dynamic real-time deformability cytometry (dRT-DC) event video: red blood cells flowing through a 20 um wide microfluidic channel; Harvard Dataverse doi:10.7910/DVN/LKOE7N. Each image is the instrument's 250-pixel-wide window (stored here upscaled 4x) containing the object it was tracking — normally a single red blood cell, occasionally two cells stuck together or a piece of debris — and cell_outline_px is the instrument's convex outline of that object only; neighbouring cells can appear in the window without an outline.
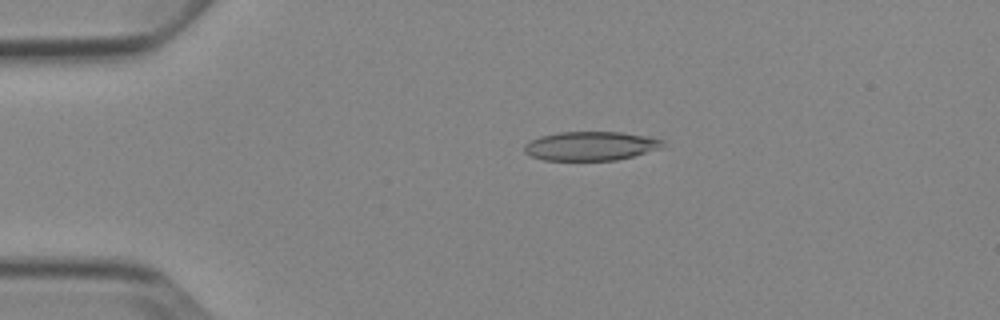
{"species": "Egyptian fruit bat (a non-hibernating species)", "species_latin": "Rousettus aegyptiacus", "temperature_condition": "cold", "stored_images_in_passage": 4, "camera_frame_rate_fps": 3000, "um_per_image_px": 0.085, "animal": {"sex": "female"}, "frame": {"image": 1, "passage_image": 3, "time_ms": 2.333, "image_size_px": [1000, 320], "cell_outline_px": [[664, 144], [660, 148], [632, 156], [616, 160], [544, 160], [532, 156], [524, 152], [524, 144], [540, 136], [560, 132], [620, 132], [652, 136], [664, 140]], "centroid_in_image_um": [50.22, 12.4], "position_along_channel_um": 34.8, "area_um2": 23.35}}